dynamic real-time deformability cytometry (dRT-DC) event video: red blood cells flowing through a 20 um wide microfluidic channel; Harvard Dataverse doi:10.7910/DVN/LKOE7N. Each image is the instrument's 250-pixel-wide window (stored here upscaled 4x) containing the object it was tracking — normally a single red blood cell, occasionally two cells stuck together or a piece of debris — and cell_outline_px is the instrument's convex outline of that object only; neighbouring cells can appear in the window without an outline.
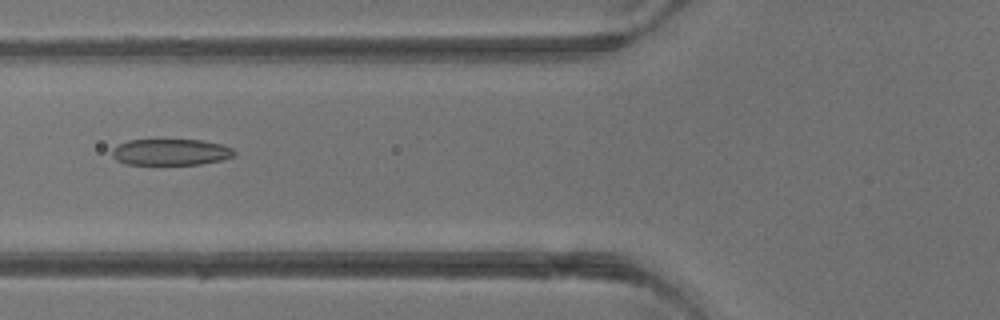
{"species": "common noctule bat (a hibernating species)", "species_latin": "Nyctalus noctula", "temperature_condition": "warm", "stored_images_in_passage": 2, "camera_frame_rate_fps": 3000, "um_per_image_px": 0.085, "animal": {"sex": "male", "body_mass_g": 13.3}, "frame": {"image": 1, "passage_image": 2, "time_ms": 1.333, "image_size_px": [1000, 320], "cell_outline_px": [[236, 156], [220, 160], [200, 164], [124, 164], [116, 160], [112, 156], [112, 148], [128, 140], [204, 140], [224, 144], [232, 148], [236, 152]], "centroid_in_image_um": [14.54, 12.92], "position_along_channel_um": 111.3, "area_um2": 18.84}}